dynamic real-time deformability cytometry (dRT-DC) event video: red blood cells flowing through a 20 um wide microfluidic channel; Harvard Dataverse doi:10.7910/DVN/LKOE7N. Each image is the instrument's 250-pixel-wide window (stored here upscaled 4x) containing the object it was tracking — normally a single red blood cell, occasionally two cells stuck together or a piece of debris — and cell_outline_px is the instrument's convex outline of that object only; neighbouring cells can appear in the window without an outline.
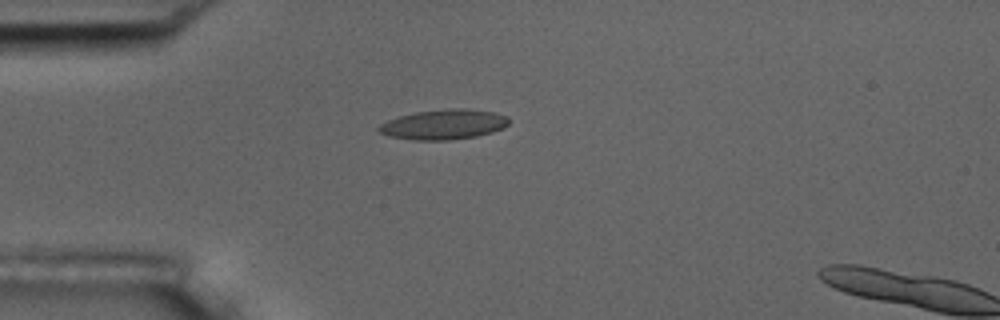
{"species": "common noctule bat (a hibernating species)", "species_latin": "Nyctalus noctula", "temperature_condition": "room temperature", "stored_images_in_passage": 2, "camera_frame_rate_fps": 3000, "um_per_image_px": 0.085, "animal": {"sex": "male", "body_mass_g": 17.5, "forearm_length_mm": 52.3}, "frame": {"image": 1, "passage_image": 1, "time_ms": 0.0, "image_size_px": [1000, 320], "cell_outline_px": [[508, 124], [504, 128], [492, 132], [476, 136], [452, 140], [412, 140], [388, 136], [380, 132], [376, 128], [380, 124], [388, 120], [400, 116], [416, 112], [448, 108], [468, 108], [496, 112], [508, 116]], "centroid_in_image_um": [37.74, 10.57], "position_along_channel_um": 47.3, "area_um2": 22.95}}